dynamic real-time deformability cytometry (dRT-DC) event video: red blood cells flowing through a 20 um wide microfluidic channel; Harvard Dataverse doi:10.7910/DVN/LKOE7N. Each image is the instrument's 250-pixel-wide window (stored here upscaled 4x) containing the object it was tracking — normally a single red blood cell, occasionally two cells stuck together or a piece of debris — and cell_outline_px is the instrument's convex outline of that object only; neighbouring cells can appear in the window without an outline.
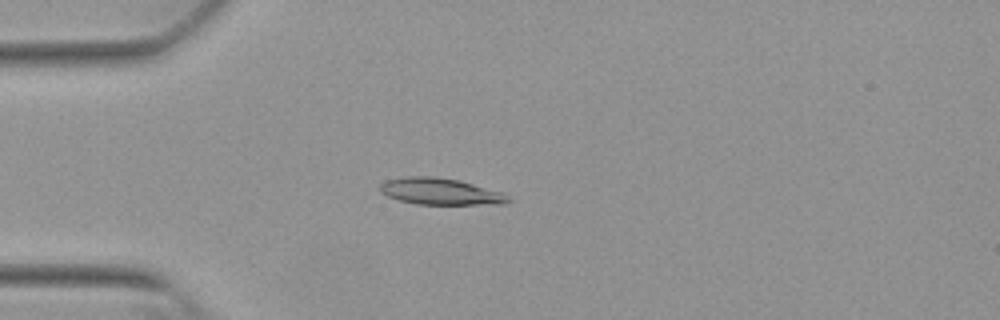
{"species": "Egyptian fruit bat (a non-hibernating species)", "species_latin": "Rousettus aegyptiacus", "temperature_condition": "warm", "stored_images_in_passage": 6, "camera_frame_rate_fps": 3000, "um_per_image_px": 0.085, "animal": {"sex": "female"}, "frame": {"image": 1, "passage_image": 1, "time_ms": 0.0, "image_size_px": [1000, 320], "cell_outline_px": [[512, 200], [508, 204], [416, 204], [400, 200], [388, 196], [380, 192], [380, 184], [384, 180], [408, 176], [436, 176], [460, 180], [504, 192]], "centroid_in_image_um": [37.47, 16.27], "position_along_channel_um": 47.5, "area_um2": 20.11}}
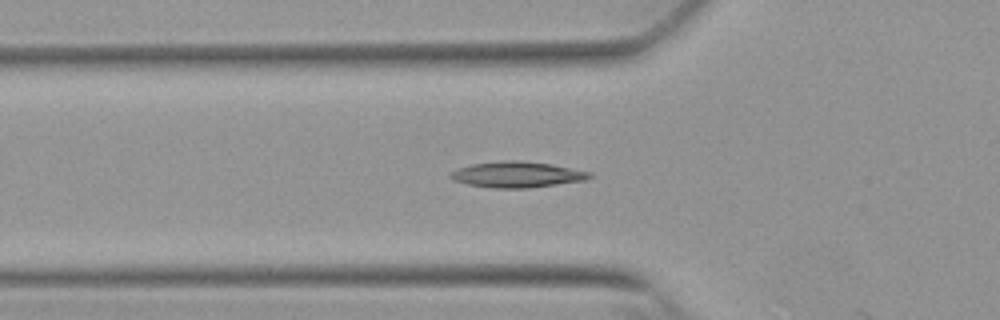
{"frame": {"image": 2, "passage_image": 5, "time_ms": 1.333, "image_size_px": [1000, 320], "cell_outline_px": [[592, 176], [588, 180], [528, 188], [492, 188], [468, 184], [452, 180], [448, 176], [452, 172], [460, 168], [472, 164], [500, 160], [520, 160], [552, 164], [588, 172]], "centroid_in_image_um": [43.94, 14.83], "position_along_channel_um": 81.9, "area_um2": 20.92}}